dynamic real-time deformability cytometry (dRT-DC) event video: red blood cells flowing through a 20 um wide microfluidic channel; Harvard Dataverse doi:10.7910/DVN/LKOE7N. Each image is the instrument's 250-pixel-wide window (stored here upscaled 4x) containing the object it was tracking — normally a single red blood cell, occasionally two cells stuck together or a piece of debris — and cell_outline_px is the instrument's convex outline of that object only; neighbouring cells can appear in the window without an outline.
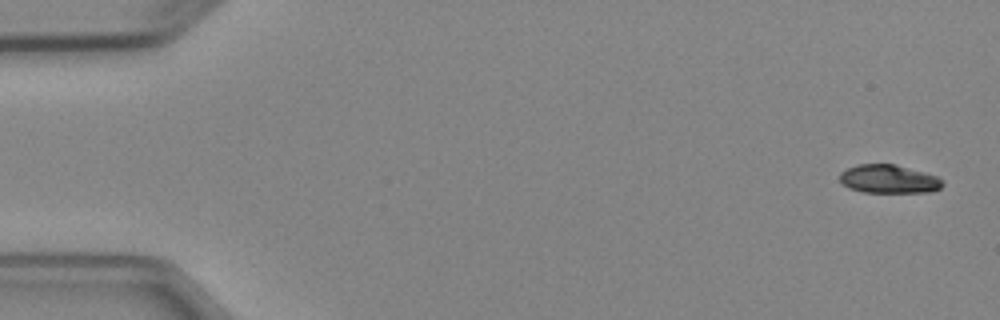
{"species": "Egyptian fruit bat (a non-hibernating species)", "species_latin": "Rousettus aegyptiacus", "temperature_condition": "cold", "stored_images_in_passage": 6, "camera_frame_rate_fps": 3000, "um_per_image_px": 0.085, "animal": {"sex": "female"}, "frame": {"image": 1, "passage_image": 1, "time_ms": 0.0, "image_size_px": [1000, 320], "cell_outline_px": [[944, 184], [940, 188], [932, 192], [864, 192], [848, 188], [840, 180], [840, 172], [856, 164], [896, 164], [924, 172], [936, 176], [944, 180]], "centroid_in_image_um": [75.56, 15.21], "position_along_channel_um": 9.4, "area_um2": 17.11}}
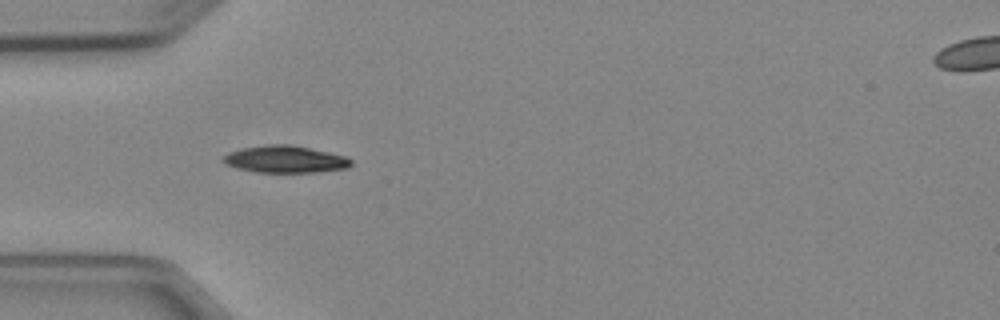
{"frame": {"image": 2, "passage_image": 5, "time_ms": 4.667, "image_size_px": [1000, 320], "cell_outline_px": [[352, 164], [348, 168], [316, 172], [256, 172], [236, 168], [224, 164], [220, 160], [228, 152], [244, 148], [268, 144], [288, 144], [308, 148], [344, 156], [352, 160]], "centroid_in_image_um": [24.19, 13.54], "position_along_channel_um": 60.8, "area_um2": 20.06}}